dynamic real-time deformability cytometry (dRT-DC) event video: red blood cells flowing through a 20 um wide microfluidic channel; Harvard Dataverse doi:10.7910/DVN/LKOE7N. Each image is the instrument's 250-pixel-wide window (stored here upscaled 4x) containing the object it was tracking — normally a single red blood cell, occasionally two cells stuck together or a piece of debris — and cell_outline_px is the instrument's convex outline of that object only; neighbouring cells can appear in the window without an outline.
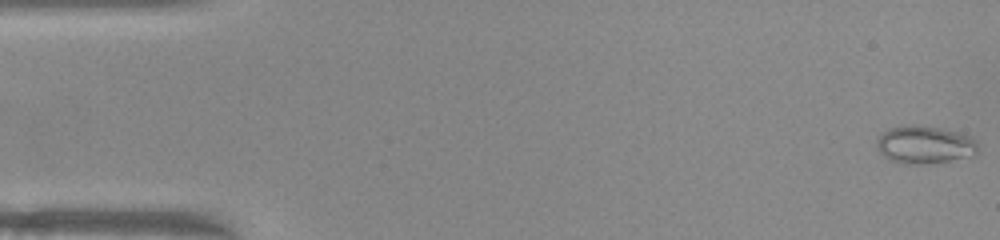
{"species": "common noctule bat (a hibernating species)", "species_latin": "Nyctalus noctula", "temperature_condition": "warm", "stored_images_in_passage": 52, "camera_frame_rate_fps": 3000, "um_per_image_px": 0.085, "animal": {"sex": "female", "body_mass_g": 22.0, "forearm_length_mm": 56.7}, "frame": {"image": 1, "passage_image": 1, "time_ms": 0.0, "image_size_px": [1000, 240], "cell_outline_px": [[976, 152], [972, 156], [928, 164], [904, 164], [888, 160], [876, 148], [876, 140], [888, 128], [904, 124], [916, 124], [940, 128], [956, 132], [968, 136], [976, 144]], "centroid_in_image_um": [78.51, 12.3], "position_along_channel_um": 6.5, "area_um2": 22.31}}
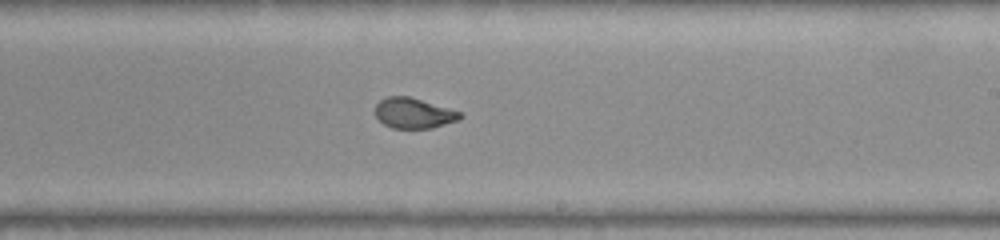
{"frame": {"image": 2, "passage_image": 30, "time_ms": 9.667, "image_size_px": [1000, 240], "cell_outline_px": [[464, 116], [460, 120], [432, 128], [392, 128], [384, 124], [376, 116], [376, 104], [380, 100], [388, 96], [408, 96], [448, 108], [460, 112]], "centroid_in_image_um": [35.18, 9.62], "position_along_channel_um": 253.8, "area_um2": 14.91}}
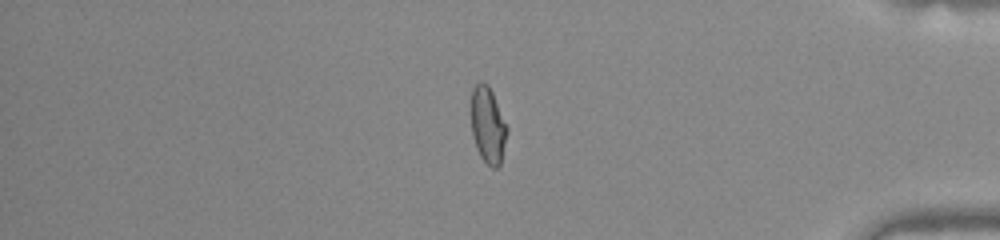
{"frame": {"image": 3, "passage_image": 43, "time_ms": 14.0, "image_size_px": [1000, 240], "cell_outline_px": [[508, 132], [500, 164], [496, 168], [492, 168], [480, 156], [476, 148], [472, 136], [472, 88], [480, 80], [484, 80], [488, 84], [492, 92], [508, 128]], "centroid_in_image_um": [41.47, 10.62], "position_along_channel_um": 393.7, "area_um2": 15.95}, "authors_computed_cell_mechanics": {"area_um2": 16.7042, "velocity_mm_per_s": 3.9852, "shape_relaxation_time_tau1_ms": 10.8775, "shape_relaxation_time_tau2_ms": null, "deformation_change_tau1": 0.2518, "deformation_change_tau2": null}}